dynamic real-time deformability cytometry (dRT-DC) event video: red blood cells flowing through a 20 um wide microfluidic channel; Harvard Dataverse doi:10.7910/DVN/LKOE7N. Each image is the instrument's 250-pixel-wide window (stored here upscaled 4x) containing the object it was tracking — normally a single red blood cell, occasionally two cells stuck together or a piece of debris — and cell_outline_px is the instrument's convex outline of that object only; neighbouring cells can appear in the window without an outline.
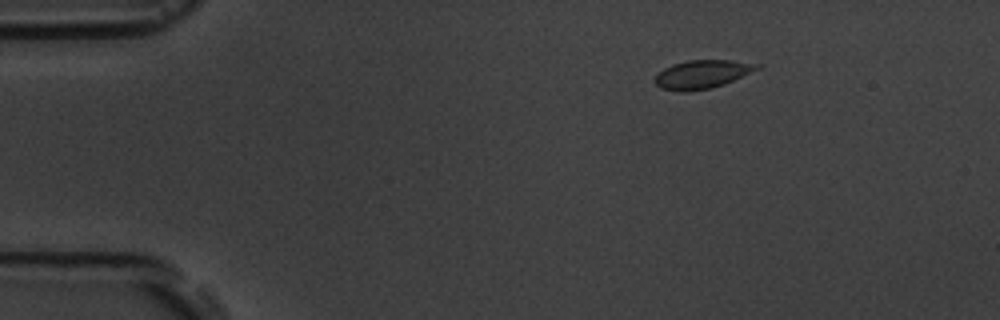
{"species": "common noctule bat (a hibernating species)", "species_latin": "Nyctalus noctula", "temperature_condition": "room temperature", "stored_images_in_passage": 5, "camera_frame_rate_fps": 3000, "um_per_image_px": 0.085, "animal": {"sex": "male", "body_mass_g": 19.5, "forearm_length_mm": 54.6}, "frame": {"image": 1, "passage_image": 2, "time_ms": 1.0, "image_size_px": [1000, 320], "cell_outline_px": [[764, 64], [760, 68], [724, 84], [712, 88], [688, 92], [684, 92], [660, 88], [656, 84], [656, 76], [664, 68], [672, 64], [688, 60], [728, 60]], "centroid_in_image_um": [59.7, 6.31], "position_along_channel_um": 25.3, "area_um2": 16.88}}
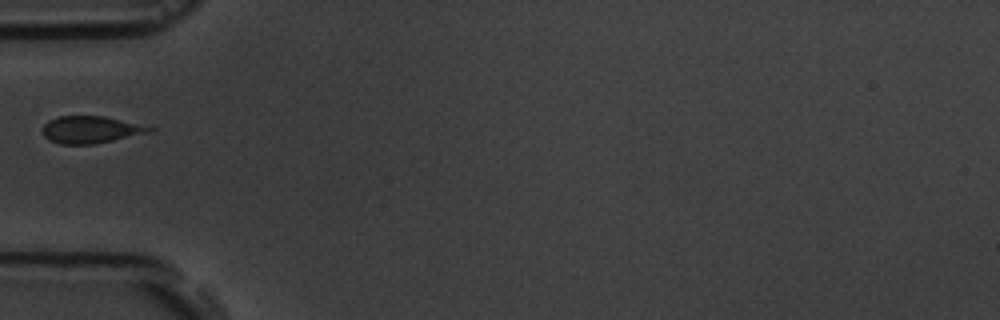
{"frame": {"image": 2, "passage_image": 5, "time_ms": 4.333, "image_size_px": [1000, 320], "cell_outline_px": [[156, 128], [152, 132], [96, 144], [60, 144], [48, 140], [40, 132], [44, 124], [48, 120], [60, 116], [104, 116], [152, 124]], "centroid_in_image_um": [7.81, 11.01], "position_along_channel_um": 77.2, "area_um2": 17.63}}